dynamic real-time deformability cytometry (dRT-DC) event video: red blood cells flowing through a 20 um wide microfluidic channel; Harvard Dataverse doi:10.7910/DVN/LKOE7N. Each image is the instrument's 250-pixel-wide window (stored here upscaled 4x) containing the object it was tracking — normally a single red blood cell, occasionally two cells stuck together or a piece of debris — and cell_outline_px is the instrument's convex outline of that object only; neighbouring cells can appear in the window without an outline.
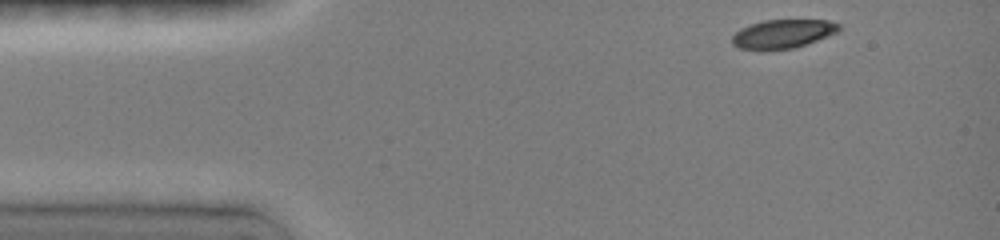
{"species": "common noctule bat (a hibernating species)", "species_latin": "Nyctalus noctula", "temperature_condition": "room temperature", "stored_images_in_passage": 39, "camera_frame_rate_fps": 3000, "um_per_image_px": 0.085, "animal": {"sex": "female", "body_mass_g": 19.0, "forearm_length_mm": 51.5}, "frame": {"image": 1, "passage_image": 1, "time_ms": 0.0, "image_size_px": [1000, 240], "cell_outline_px": [[840, 28], [836, 32], [796, 48], [740, 48], [732, 44], [732, 36], [740, 28], [764, 20], [828, 20], [840, 24]], "centroid_in_image_um": [66.55, 2.85], "position_along_channel_um": 18.5, "area_um2": 17.34}}
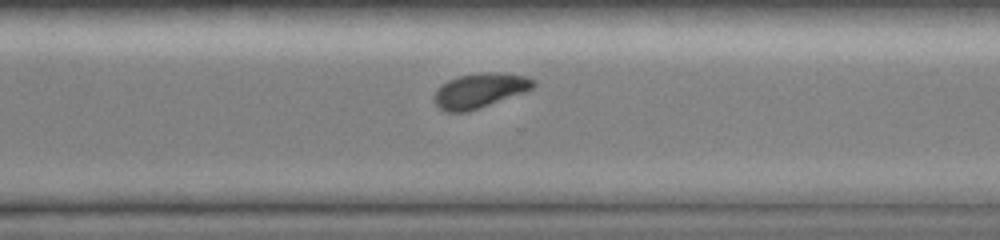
{"frame": {"image": 2, "passage_image": 30, "time_ms": 9.667, "image_size_px": [1000, 240], "cell_outline_px": [[536, 84], [532, 88], [524, 92], [468, 112], [448, 112], [440, 108], [436, 104], [436, 88], [440, 84], [456, 76], [484, 72], [500, 72], [528, 76], [536, 80]], "centroid_in_image_um": [40.8, 7.67], "position_along_channel_um": 329.8, "area_um2": 20.06}}
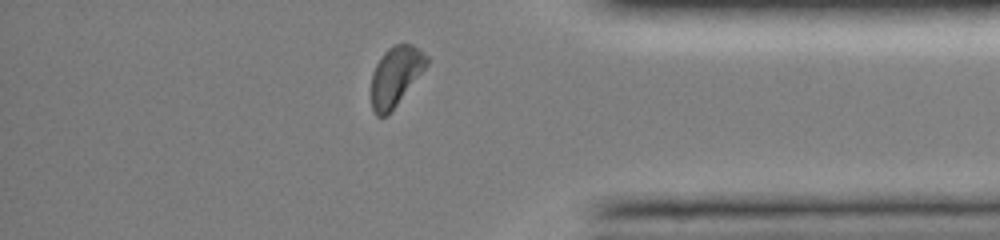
{"frame": {"image": 3, "passage_image": 36, "time_ms": 11.667, "image_size_px": [1000, 240], "cell_outline_px": [[428, 64], [388, 116], [376, 116], [372, 108], [372, 72], [380, 56], [388, 48], [396, 44], [412, 44], [420, 48], [428, 56]], "centroid_in_image_um": [33.63, 6.46], "position_along_channel_um": 401.6, "area_um2": 19.19}, "authors_computed_cell_mechanics": {"area_um2": 20.0566, "velocity_mm_per_s": 4.0006, "shape_relaxation_time_tau1_ms": 2.7379, "shape_relaxation_time_tau2_ms": null, "deformation_change_tau1": 0.1146, "deformation_change_tau2": null}}